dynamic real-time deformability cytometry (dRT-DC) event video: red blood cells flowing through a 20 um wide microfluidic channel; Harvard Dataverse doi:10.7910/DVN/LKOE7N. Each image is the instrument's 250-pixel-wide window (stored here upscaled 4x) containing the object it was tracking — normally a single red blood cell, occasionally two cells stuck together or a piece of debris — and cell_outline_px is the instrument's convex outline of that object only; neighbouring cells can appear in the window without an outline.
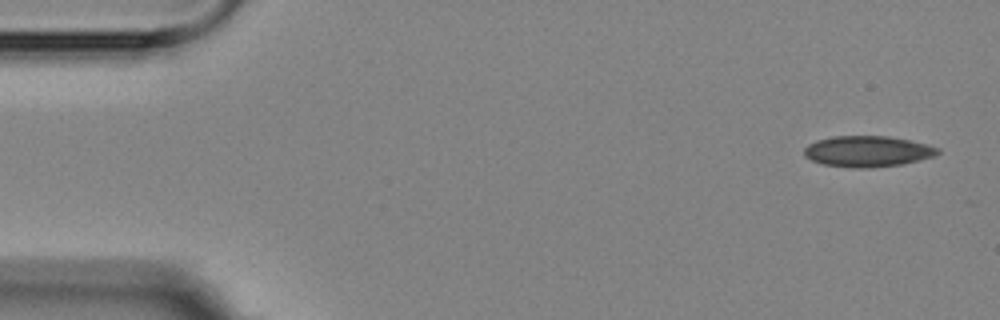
{"species": "Egyptian fruit bat (a non-hibernating species)", "species_latin": "Rousettus aegyptiacus", "temperature_condition": "room temperature", "stored_images_in_passage": 8, "camera_frame_rate_fps": 3000, "um_per_image_px": 0.085, "animal": {"sex": "female"}, "frame": {"image": 1, "passage_image": 1, "time_ms": 0.0, "image_size_px": [1000, 320], "cell_outline_px": [[940, 152], [936, 156], [904, 164], [872, 168], [856, 168], [824, 164], [812, 160], [804, 156], [804, 148], [808, 144], [816, 140], [832, 136], [888, 136], [908, 140], [940, 148]], "centroid_in_image_um": [73.75, 12.87], "position_along_channel_um": 11.3, "area_um2": 24.16}}
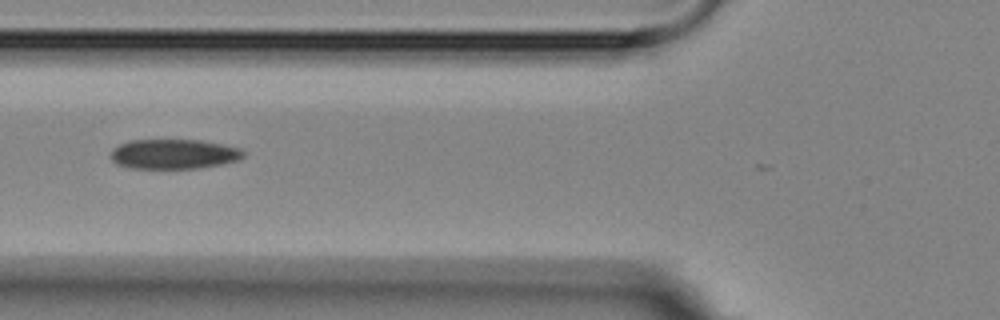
{"frame": {"image": 2, "passage_image": 6, "time_ms": 6.0, "image_size_px": [1000, 320], "cell_outline_px": [[244, 156], [240, 160], [220, 164], [196, 168], [132, 168], [116, 164], [112, 160], [112, 148], [128, 140], [200, 140], [240, 148], [244, 152]], "centroid_in_image_um": [14.76, 13.09], "position_along_channel_um": 111.0, "area_um2": 22.89}}
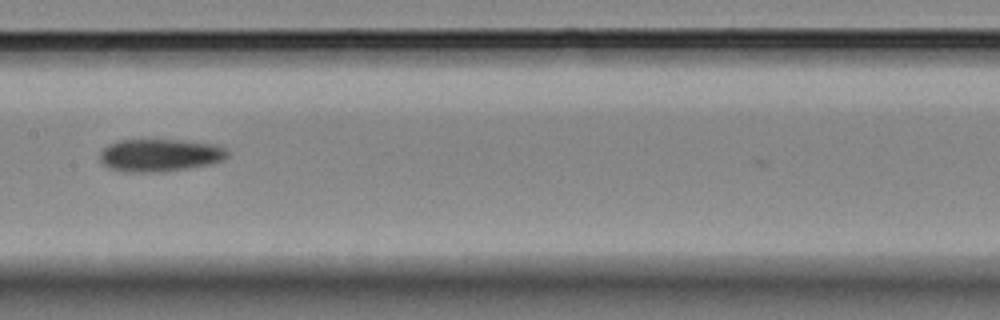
{"frame": {"image": 3, "passage_image": 8, "time_ms": 8.333, "image_size_px": [1000, 320], "cell_outline_px": [[228, 156], [224, 160], [208, 164], [188, 168], [164, 172], [124, 172], [108, 168], [100, 160], [100, 152], [108, 144], [120, 140], [180, 140], [216, 144], [228, 148]], "centroid_in_image_um": [13.61, 13.19], "position_along_channel_um": 193.8, "area_um2": 24.45}}